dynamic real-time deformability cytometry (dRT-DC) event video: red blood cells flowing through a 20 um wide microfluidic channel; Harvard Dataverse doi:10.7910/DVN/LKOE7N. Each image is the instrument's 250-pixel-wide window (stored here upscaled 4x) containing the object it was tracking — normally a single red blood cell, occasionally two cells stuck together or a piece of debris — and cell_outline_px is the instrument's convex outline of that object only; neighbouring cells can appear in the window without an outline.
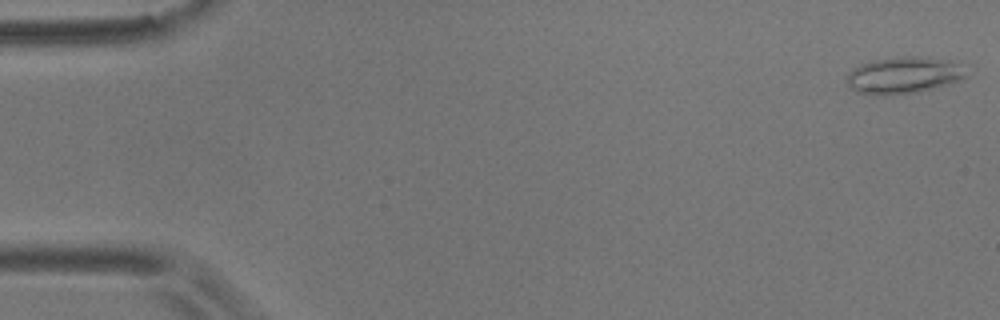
{"species": "common noctule bat (a hibernating species)", "species_latin": "Nyctalus noctula", "temperature_condition": "room temperature", "stored_images_in_passage": 56, "camera_frame_rate_fps": 3000, "um_per_image_px": 0.085, "animal": {"sex": "male", "body_mass_g": 17.9}, "frame": {"image": 1, "passage_image": 1, "time_ms": 0.0, "image_size_px": [1000, 320], "cell_outline_px": [[968, 76], [960, 80], [916, 92], [884, 96], [872, 96], [856, 92], [848, 84], [848, 72], [860, 64], [872, 60], [904, 56], [916, 56], [948, 60], [964, 68], [968, 72]], "centroid_in_image_um": [76.77, 6.4], "position_along_channel_um": 8.2, "area_um2": 25.49}}
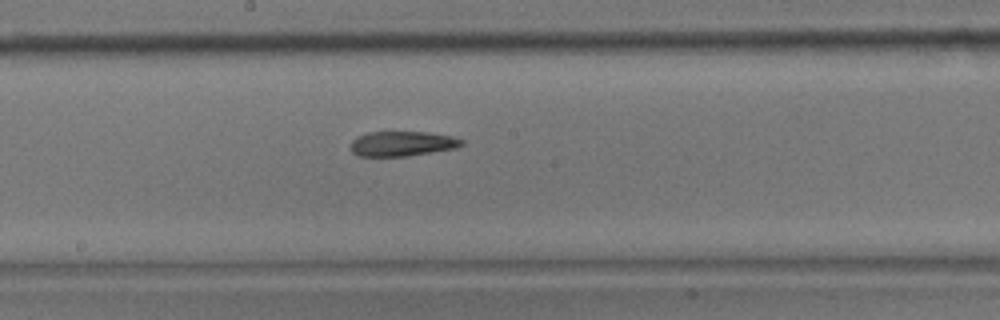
{"frame": {"image": 2, "passage_image": 30, "time_ms": 9.667, "image_size_px": [1000, 320], "cell_outline_px": [[464, 144], [456, 148], [408, 156], [360, 156], [352, 152], [352, 140], [356, 136], [368, 132], [428, 132], [452, 136], [464, 140]], "centroid_in_image_um": [34.21, 12.21], "position_along_channel_um": 214.0, "area_um2": 16.13}}
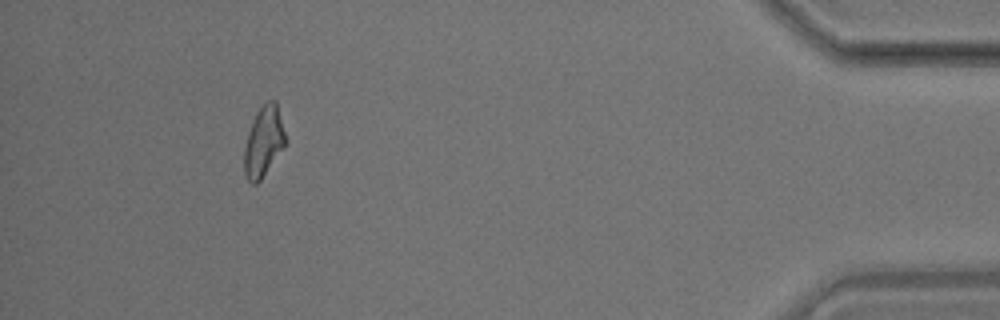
{"frame": {"image": 3, "passage_image": 52, "time_ms": 17.0, "image_size_px": [1000, 320], "cell_outline_px": [[288, 144], [260, 180], [256, 184], [252, 184], [248, 180], [244, 172], [244, 148], [248, 132], [252, 120], [256, 112], [268, 100], [276, 100], [288, 140]], "centroid_in_image_um": [22.44, 12.03], "position_along_channel_um": 412.8, "area_um2": 17.28}, "authors_computed_cell_mechanics": {"area_um2": 17.2533, "velocity_mm_per_s": 3.5396, "shape_relaxation_time_tau1_ms": null, "shape_relaxation_time_tau2_ms": 3.3323, "deformation_change_tau1": null, "deformation_change_tau2": 0.1146}}